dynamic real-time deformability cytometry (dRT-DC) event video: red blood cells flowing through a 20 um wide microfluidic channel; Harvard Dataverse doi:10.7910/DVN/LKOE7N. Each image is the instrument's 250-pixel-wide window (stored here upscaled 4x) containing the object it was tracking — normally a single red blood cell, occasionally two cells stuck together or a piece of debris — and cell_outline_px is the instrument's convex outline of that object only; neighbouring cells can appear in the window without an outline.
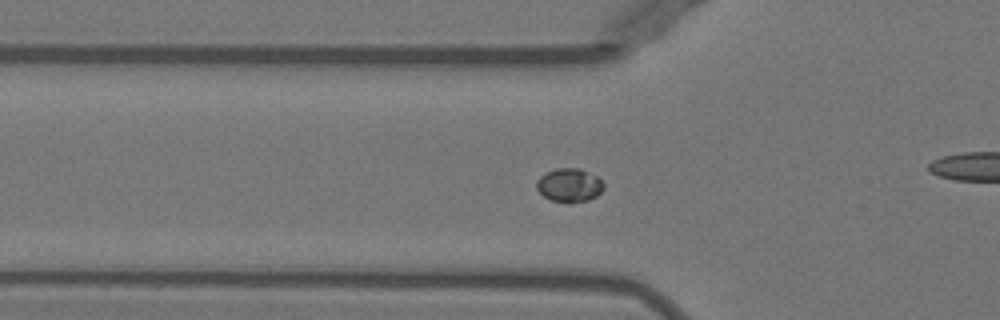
{"species": "Egyptian fruit bat (a non-hibernating species)", "species_latin": "Rousettus aegyptiacus", "temperature_condition": "warm", "stored_images_in_passage": 46, "camera_frame_rate_fps": 3000, "um_per_image_px": 0.085, "animal": {"sex": "female"}, "frame": {"image": 1, "passage_image": 11, "time_ms": 3.333, "image_size_px": [1000, 320], "cell_outline_px": [[604, 188], [596, 196], [588, 200], [552, 200], [544, 196], [536, 188], [536, 180], [540, 176], [556, 168], [580, 168], [596, 176], [604, 184]], "centroid_in_image_um": [48.38, 15.69], "position_along_channel_um": 77.4, "area_um2": 12.66}}
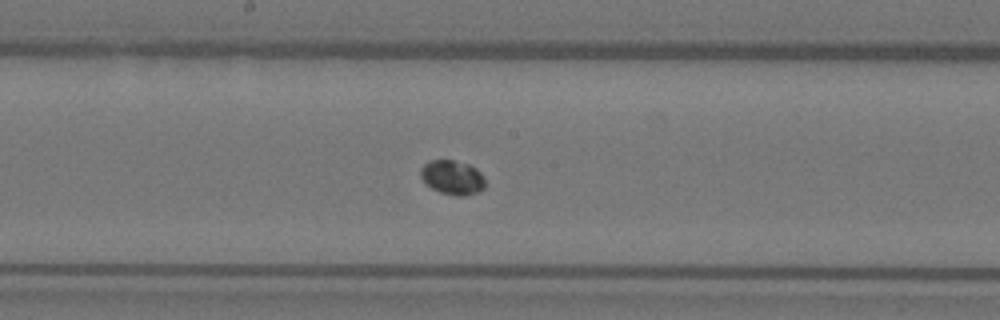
{"frame": {"image": 2, "passage_image": 21, "time_ms": 6.667, "image_size_px": [1000, 320], "cell_outline_px": [[484, 188], [476, 192], [464, 196], [456, 196], [440, 192], [432, 188], [420, 176], [420, 168], [428, 160], [452, 160], [468, 164], [476, 168], [484, 176]], "centroid_in_image_um": [38.45, 15.07], "position_along_channel_um": 209.8, "area_um2": 12.83}}
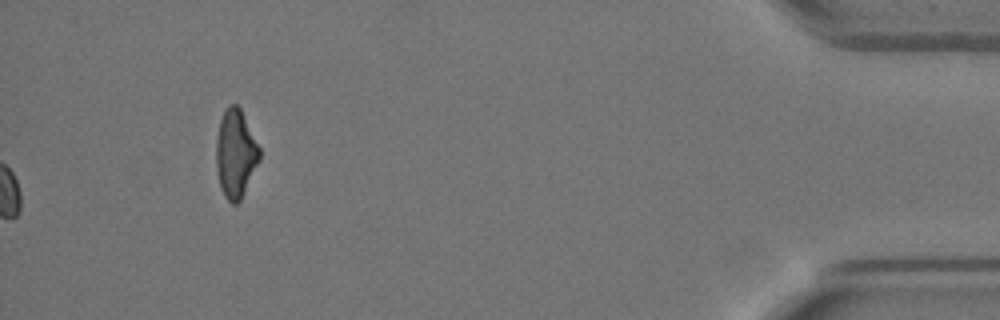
{"frame": {"image": 3, "passage_image": 46, "time_ms": 15.0, "image_size_px": [1000, 320], "cell_outline_px": [[260, 160], [240, 200], [236, 204], [232, 204], [224, 196], [220, 188], [216, 168], [216, 136], [220, 120], [224, 108], [228, 104], [236, 104], [240, 108], [260, 148]], "centroid_in_image_um": [20.0, 13.05], "position_along_channel_um": 415.2, "area_um2": 22.37}}